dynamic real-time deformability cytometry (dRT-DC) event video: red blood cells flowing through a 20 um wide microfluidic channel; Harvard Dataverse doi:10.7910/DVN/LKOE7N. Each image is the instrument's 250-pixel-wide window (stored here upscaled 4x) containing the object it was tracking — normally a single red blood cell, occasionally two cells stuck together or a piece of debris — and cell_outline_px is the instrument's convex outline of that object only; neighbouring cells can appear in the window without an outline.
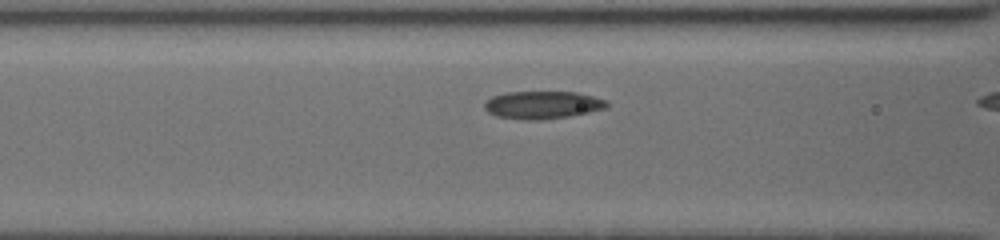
{"species": "common noctule bat (a hibernating species)", "species_latin": "Nyctalus noctula", "temperature_condition": "cold", "stored_images_in_passage": 8, "camera_frame_rate_fps": 3000, "um_per_image_px": 0.085, "animal": {"sex": "female", "body_mass_g": 19.5, "forearm_length_mm": 54.1}, "frame": {"image": 1, "passage_image": 7, "time_ms": 2.333, "image_size_px": [1000, 240], "cell_outline_px": [[608, 108], [568, 116], [540, 120], [528, 120], [496, 116], [488, 112], [484, 108], [484, 104], [492, 96], [504, 92], [576, 92], [608, 100]], "centroid_in_image_um": [46.12, 8.91], "position_along_channel_um": 120.5, "area_um2": 19.71}}